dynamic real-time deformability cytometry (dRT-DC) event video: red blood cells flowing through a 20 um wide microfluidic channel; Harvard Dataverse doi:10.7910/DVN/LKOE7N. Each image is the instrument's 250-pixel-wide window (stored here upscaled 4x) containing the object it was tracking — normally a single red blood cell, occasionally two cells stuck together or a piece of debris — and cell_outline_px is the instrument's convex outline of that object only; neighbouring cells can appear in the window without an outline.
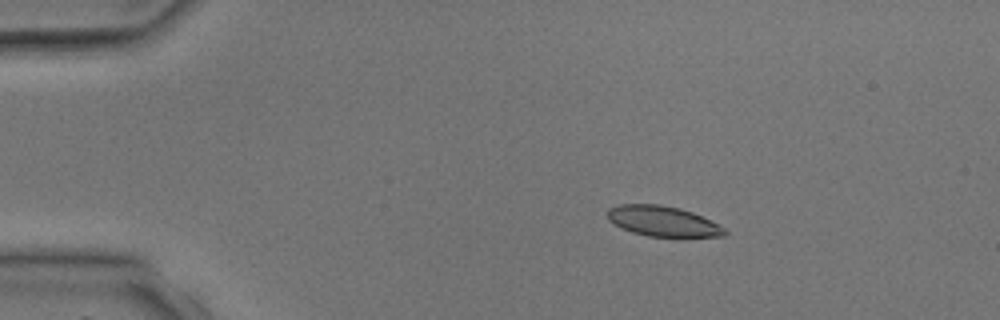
{"species": "common noctule bat (a hibernating species)", "species_latin": "Nyctalus noctula", "temperature_condition": "room temperature", "stored_images_in_passage": 2, "camera_frame_rate_fps": 3000, "um_per_image_px": 0.085, "animal": {"sex": "male", "body_mass_g": 17.9, "forearm_length_mm": 54.2}, "frame": {"image": 1, "passage_image": 1, "time_ms": 0.0, "image_size_px": [1000, 320], "cell_outline_px": [[728, 232], [724, 236], [680, 240], [648, 236], [632, 232], [612, 224], [608, 220], [604, 212], [608, 208], [620, 204], [660, 204], [680, 208], [692, 212], [724, 228]], "centroid_in_image_um": [56.34, 18.85], "position_along_channel_um": 28.7, "area_um2": 21.73}}
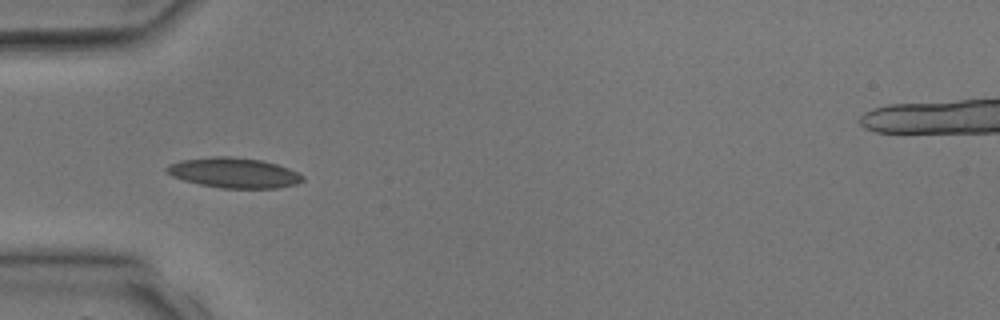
{"frame": {"image": 2, "passage_image": 2, "time_ms": 2.0, "image_size_px": [1000, 320], "cell_outline_px": [[304, 180], [296, 184], [276, 188], [220, 188], [200, 184], [184, 180], [172, 176], [164, 168], [168, 164], [180, 160], [212, 156], [228, 156], [260, 160], [276, 164], [288, 168], [304, 176]], "centroid_in_image_um": [19.86, 14.68], "position_along_channel_um": 65.1, "area_um2": 23.81}}